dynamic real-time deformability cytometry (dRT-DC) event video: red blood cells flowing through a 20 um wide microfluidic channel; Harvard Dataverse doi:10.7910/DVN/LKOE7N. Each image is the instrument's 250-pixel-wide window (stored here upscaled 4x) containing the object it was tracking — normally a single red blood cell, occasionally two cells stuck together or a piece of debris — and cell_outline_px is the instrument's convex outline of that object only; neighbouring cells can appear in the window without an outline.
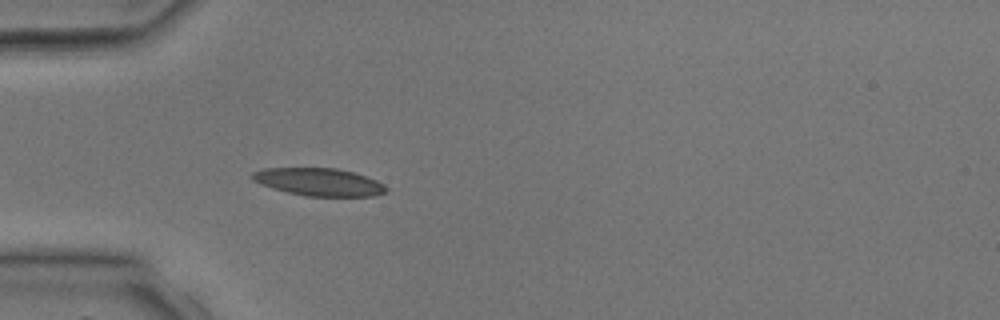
{"species": "common noctule bat (a hibernating species)", "species_latin": "Nyctalus noctula", "temperature_condition": "room temperature", "stored_images_in_passage": 2, "camera_frame_rate_fps": 3000, "um_per_image_px": 0.085, "animal": {"sex": "male", "body_mass_g": 17.9, "forearm_length_mm": 54.2}, "frame": {"image": 1, "passage_image": 2, "time_ms": 1.333, "image_size_px": [1000, 320], "cell_outline_px": [[388, 192], [376, 196], [308, 196], [288, 192], [272, 188], [260, 184], [252, 180], [252, 172], [264, 168], [336, 168], [352, 172], [376, 180], [384, 184], [388, 188]], "centroid_in_image_um": [27.13, 15.47], "position_along_channel_um": 57.9, "area_um2": 21.56}}